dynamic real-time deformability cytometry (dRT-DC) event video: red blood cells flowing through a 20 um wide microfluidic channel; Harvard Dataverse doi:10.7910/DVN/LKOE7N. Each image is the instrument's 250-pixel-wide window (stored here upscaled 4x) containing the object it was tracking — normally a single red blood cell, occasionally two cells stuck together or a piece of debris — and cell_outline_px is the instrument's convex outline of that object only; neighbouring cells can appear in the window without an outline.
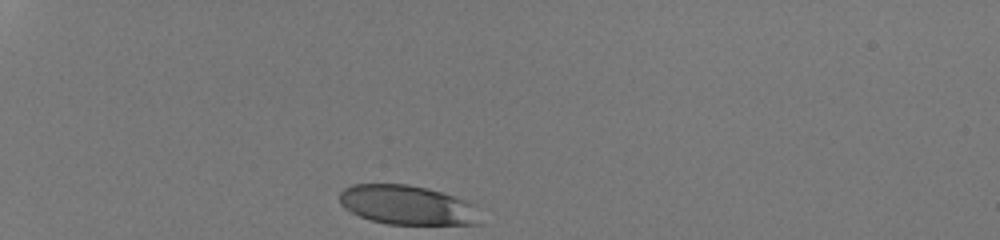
{"species": "human", "species_latin": "Homo sapiens", "temperature_condition": "room temperature", "stored_images_in_passage": 30, "camera_frame_rate_fps": 3000, "um_per_image_px": 0.085, "donor": {"sex": "male"}, "frame": {"image": 1, "passage_image": 1, "time_ms": 0.0, "image_size_px": [1000, 240], "cell_outline_px": [[476, 224], [388, 224], [372, 220], [348, 212], [340, 204], [340, 192], [344, 188], [352, 184], [404, 184], [424, 188], [440, 192], [452, 196], [460, 200]], "centroid_in_image_um": [34.3, 17.41], "position_along_channel_um": 50.7, "area_um2": 30.58}}
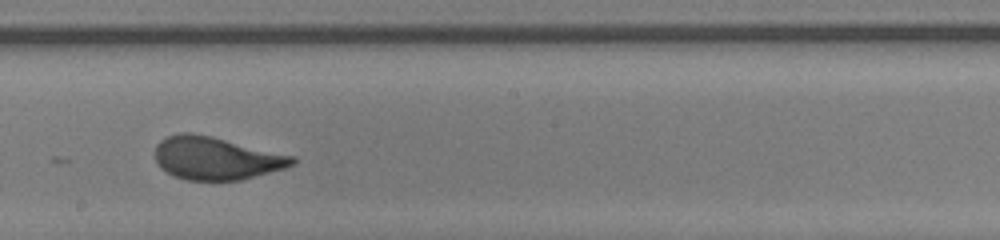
{"frame": {"image": 2, "passage_image": 18, "time_ms": 5.667, "image_size_px": [1000, 240], "cell_outline_px": [[296, 160], [292, 164], [284, 168], [240, 180], [188, 180], [176, 176], [160, 168], [156, 160], [156, 144], [160, 140], [168, 136], [180, 132], [188, 132], [212, 136], [296, 156]], "centroid_in_image_um": [18.37, 13.43], "position_along_channel_um": 229.8, "area_um2": 34.1}}
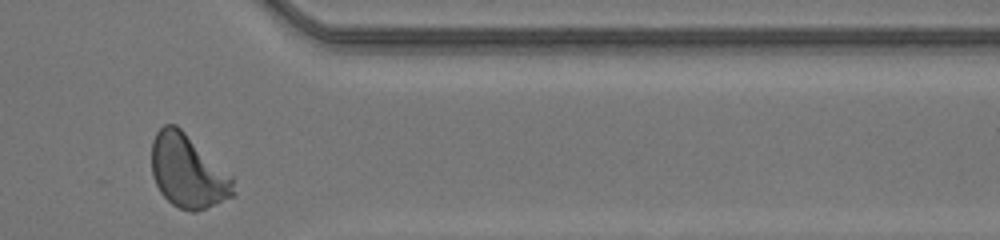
{"frame": {"image": 3, "passage_image": 30, "time_ms": 9.667, "image_size_px": [1000, 240], "cell_outline_px": [[236, 196], [196, 212], [192, 212], [180, 208], [172, 204], [160, 192], [152, 176], [152, 140], [156, 132], [164, 124], [176, 124], [232, 176], [236, 192]], "centroid_in_image_um": [15.97, 14.58], "position_along_channel_um": 395.4, "area_um2": 34.91}, "authors_computed_cell_mechanics": {"area_um2": 34.1309, "velocity_mm_per_s": 4.2261, "shape_relaxation_time_tau1_ms": 5.0266, "shape_relaxation_time_tau2_ms": null, "deformation_change_tau1": 0.1732, "deformation_change_tau2": null}}